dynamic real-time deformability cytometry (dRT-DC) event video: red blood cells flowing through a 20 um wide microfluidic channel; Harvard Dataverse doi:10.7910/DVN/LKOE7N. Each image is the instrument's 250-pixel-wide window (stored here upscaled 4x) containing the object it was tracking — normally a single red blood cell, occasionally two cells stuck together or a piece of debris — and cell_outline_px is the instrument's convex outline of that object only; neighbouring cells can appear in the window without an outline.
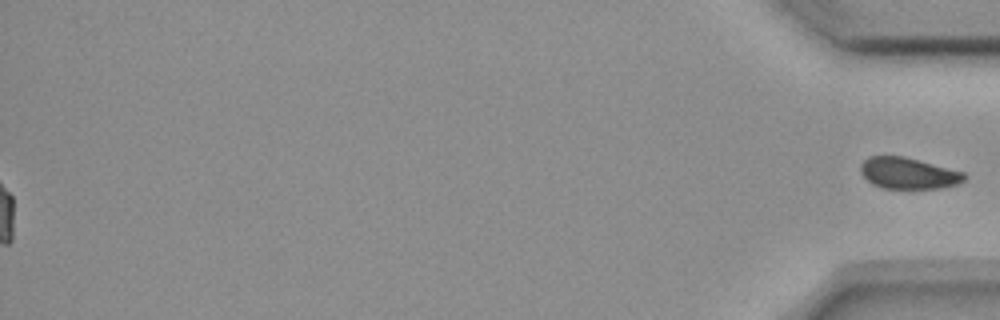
{"species": "common noctule bat (a hibernating species)", "species_latin": "Nyctalus noctula", "temperature_condition": "room temperature", "stored_images_in_passage": 56, "segment_of_instrument_passage": [2, 2], "camera_frame_rate_fps": 3000, "um_per_image_px": 0.085, "animal": {"sex": "female", "body_mass_g": 18.4}, "frame": {"image": 1, "passage_image": 56, "time_ms": 18.333, "image_size_px": [1000, 320], "cell_outline_px": [[968, 176], [964, 180], [956, 184], [940, 188], [880, 188], [872, 184], [860, 172], [860, 164], [868, 156], [904, 156], [964, 172]], "centroid_in_image_um": [77.19, 14.72], "position_along_channel_um": 358.0, "area_um2": 18.9}}